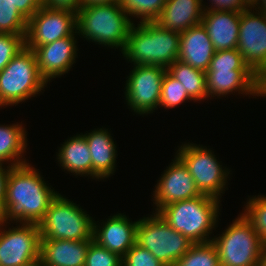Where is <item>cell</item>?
Segmentation results:
<instances>
[{"instance_id":"obj_1","label":"cell","mask_w":266,"mask_h":266,"mask_svg":"<svg viewBox=\"0 0 266 266\" xmlns=\"http://www.w3.org/2000/svg\"><path fill=\"white\" fill-rule=\"evenodd\" d=\"M43 178L30 163L10 169L0 222L38 224L43 219L51 201L58 194Z\"/></svg>"},{"instance_id":"obj_2","label":"cell","mask_w":266,"mask_h":266,"mask_svg":"<svg viewBox=\"0 0 266 266\" xmlns=\"http://www.w3.org/2000/svg\"><path fill=\"white\" fill-rule=\"evenodd\" d=\"M180 33L163 29L156 22L132 25L127 44L121 52L133 65L160 66L167 69L179 56Z\"/></svg>"},{"instance_id":"obj_3","label":"cell","mask_w":266,"mask_h":266,"mask_svg":"<svg viewBox=\"0 0 266 266\" xmlns=\"http://www.w3.org/2000/svg\"><path fill=\"white\" fill-rule=\"evenodd\" d=\"M133 24L134 21L118 3L87 5L77 11L80 37L103 47L119 48L121 52Z\"/></svg>"},{"instance_id":"obj_4","label":"cell","mask_w":266,"mask_h":266,"mask_svg":"<svg viewBox=\"0 0 266 266\" xmlns=\"http://www.w3.org/2000/svg\"><path fill=\"white\" fill-rule=\"evenodd\" d=\"M220 202L219 199L202 194L168 204L158 213L174 230L194 244L206 243L212 241L213 237L209 235L217 225Z\"/></svg>"},{"instance_id":"obj_5","label":"cell","mask_w":266,"mask_h":266,"mask_svg":"<svg viewBox=\"0 0 266 266\" xmlns=\"http://www.w3.org/2000/svg\"><path fill=\"white\" fill-rule=\"evenodd\" d=\"M208 98L238 92L258 96V76L245 63L238 49L215 51L206 71Z\"/></svg>"},{"instance_id":"obj_6","label":"cell","mask_w":266,"mask_h":266,"mask_svg":"<svg viewBox=\"0 0 266 266\" xmlns=\"http://www.w3.org/2000/svg\"><path fill=\"white\" fill-rule=\"evenodd\" d=\"M48 83L41 76L34 50L26 46L0 71V107L18 105L40 92Z\"/></svg>"},{"instance_id":"obj_7","label":"cell","mask_w":266,"mask_h":266,"mask_svg":"<svg viewBox=\"0 0 266 266\" xmlns=\"http://www.w3.org/2000/svg\"><path fill=\"white\" fill-rule=\"evenodd\" d=\"M60 193L38 223L41 239L93 240L94 219Z\"/></svg>"},{"instance_id":"obj_8","label":"cell","mask_w":266,"mask_h":266,"mask_svg":"<svg viewBox=\"0 0 266 266\" xmlns=\"http://www.w3.org/2000/svg\"><path fill=\"white\" fill-rule=\"evenodd\" d=\"M219 235L211 242L221 266H259L266 245L242 213Z\"/></svg>"},{"instance_id":"obj_9","label":"cell","mask_w":266,"mask_h":266,"mask_svg":"<svg viewBox=\"0 0 266 266\" xmlns=\"http://www.w3.org/2000/svg\"><path fill=\"white\" fill-rule=\"evenodd\" d=\"M136 243L165 266H173L194 244L155 212L138 220Z\"/></svg>"},{"instance_id":"obj_10","label":"cell","mask_w":266,"mask_h":266,"mask_svg":"<svg viewBox=\"0 0 266 266\" xmlns=\"http://www.w3.org/2000/svg\"><path fill=\"white\" fill-rule=\"evenodd\" d=\"M176 155L188 168L200 193L220 200L227 188L230 170L220 165L214 152L203 145L186 142Z\"/></svg>"},{"instance_id":"obj_11","label":"cell","mask_w":266,"mask_h":266,"mask_svg":"<svg viewBox=\"0 0 266 266\" xmlns=\"http://www.w3.org/2000/svg\"><path fill=\"white\" fill-rule=\"evenodd\" d=\"M166 71L160 66L133 65L124 88L129 109L139 115H147L158 109Z\"/></svg>"},{"instance_id":"obj_12","label":"cell","mask_w":266,"mask_h":266,"mask_svg":"<svg viewBox=\"0 0 266 266\" xmlns=\"http://www.w3.org/2000/svg\"><path fill=\"white\" fill-rule=\"evenodd\" d=\"M6 224L0 222V266H23L40 259L38 224L20 223L8 230Z\"/></svg>"},{"instance_id":"obj_13","label":"cell","mask_w":266,"mask_h":266,"mask_svg":"<svg viewBox=\"0 0 266 266\" xmlns=\"http://www.w3.org/2000/svg\"><path fill=\"white\" fill-rule=\"evenodd\" d=\"M77 31V13L51 9L44 5L28 20L25 46L36 47L73 35Z\"/></svg>"},{"instance_id":"obj_14","label":"cell","mask_w":266,"mask_h":266,"mask_svg":"<svg viewBox=\"0 0 266 266\" xmlns=\"http://www.w3.org/2000/svg\"><path fill=\"white\" fill-rule=\"evenodd\" d=\"M237 49L245 63L258 77L266 70V14L264 12L252 7L241 12Z\"/></svg>"},{"instance_id":"obj_15","label":"cell","mask_w":266,"mask_h":266,"mask_svg":"<svg viewBox=\"0 0 266 266\" xmlns=\"http://www.w3.org/2000/svg\"><path fill=\"white\" fill-rule=\"evenodd\" d=\"M173 162L168 165L153 191L155 213L173 202L189 200L201 196L195 180L183 161L175 154Z\"/></svg>"},{"instance_id":"obj_16","label":"cell","mask_w":266,"mask_h":266,"mask_svg":"<svg viewBox=\"0 0 266 266\" xmlns=\"http://www.w3.org/2000/svg\"><path fill=\"white\" fill-rule=\"evenodd\" d=\"M77 33L76 31L71 36L34 49L40 74L47 83L53 78L68 73L73 64L76 63L78 47L76 46L77 39L75 37Z\"/></svg>"},{"instance_id":"obj_17","label":"cell","mask_w":266,"mask_h":266,"mask_svg":"<svg viewBox=\"0 0 266 266\" xmlns=\"http://www.w3.org/2000/svg\"><path fill=\"white\" fill-rule=\"evenodd\" d=\"M137 224L138 220L130 221L129 217L122 213L106 218L101 224L94 220L93 240L122 258L136 243Z\"/></svg>"},{"instance_id":"obj_18","label":"cell","mask_w":266,"mask_h":266,"mask_svg":"<svg viewBox=\"0 0 266 266\" xmlns=\"http://www.w3.org/2000/svg\"><path fill=\"white\" fill-rule=\"evenodd\" d=\"M241 12L204 11L201 20L215 51L236 49L239 39Z\"/></svg>"},{"instance_id":"obj_19","label":"cell","mask_w":266,"mask_h":266,"mask_svg":"<svg viewBox=\"0 0 266 266\" xmlns=\"http://www.w3.org/2000/svg\"><path fill=\"white\" fill-rule=\"evenodd\" d=\"M215 49L202 23L180 33L178 61L207 71Z\"/></svg>"},{"instance_id":"obj_20","label":"cell","mask_w":266,"mask_h":266,"mask_svg":"<svg viewBox=\"0 0 266 266\" xmlns=\"http://www.w3.org/2000/svg\"><path fill=\"white\" fill-rule=\"evenodd\" d=\"M91 241L41 239V262L43 266H85Z\"/></svg>"},{"instance_id":"obj_21","label":"cell","mask_w":266,"mask_h":266,"mask_svg":"<svg viewBox=\"0 0 266 266\" xmlns=\"http://www.w3.org/2000/svg\"><path fill=\"white\" fill-rule=\"evenodd\" d=\"M92 160V179H105L116 171L117 150L108 129L98 128L83 134Z\"/></svg>"},{"instance_id":"obj_22","label":"cell","mask_w":266,"mask_h":266,"mask_svg":"<svg viewBox=\"0 0 266 266\" xmlns=\"http://www.w3.org/2000/svg\"><path fill=\"white\" fill-rule=\"evenodd\" d=\"M203 0H166L159 17L154 21L163 29L178 33L201 23Z\"/></svg>"},{"instance_id":"obj_23","label":"cell","mask_w":266,"mask_h":266,"mask_svg":"<svg viewBox=\"0 0 266 266\" xmlns=\"http://www.w3.org/2000/svg\"><path fill=\"white\" fill-rule=\"evenodd\" d=\"M61 145L57 152L58 164L73 175L92 178L91 154L83 133L70 137Z\"/></svg>"},{"instance_id":"obj_24","label":"cell","mask_w":266,"mask_h":266,"mask_svg":"<svg viewBox=\"0 0 266 266\" xmlns=\"http://www.w3.org/2000/svg\"><path fill=\"white\" fill-rule=\"evenodd\" d=\"M26 133L22 122L12 125L0 124V161L7 162L5 164L11 167L28 163L26 158H22L27 148Z\"/></svg>"},{"instance_id":"obj_25","label":"cell","mask_w":266,"mask_h":266,"mask_svg":"<svg viewBox=\"0 0 266 266\" xmlns=\"http://www.w3.org/2000/svg\"><path fill=\"white\" fill-rule=\"evenodd\" d=\"M167 72L180 81L184 90L187 91L188 96L194 102L208 99L206 72L178 60L167 68Z\"/></svg>"},{"instance_id":"obj_26","label":"cell","mask_w":266,"mask_h":266,"mask_svg":"<svg viewBox=\"0 0 266 266\" xmlns=\"http://www.w3.org/2000/svg\"><path fill=\"white\" fill-rule=\"evenodd\" d=\"M173 266H221L212 242L195 243Z\"/></svg>"},{"instance_id":"obj_27","label":"cell","mask_w":266,"mask_h":266,"mask_svg":"<svg viewBox=\"0 0 266 266\" xmlns=\"http://www.w3.org/2000/svg\"><path fill=\"white\" fill-rule=\"evenodd\" d=\"M28 20L14 6L13 0H0V33L26 35Z\"/></svg>"},{"instance_id":"obj_28","label":"cell","mask_w":266,"mask_h":266,"mask_svg":"<svg viewBox=\"0 0 266 266\" xmlns=\"http://www.w3.org/2000/svg\"><path fill=\"white\" fill-rule=\"evenodd\" d=\"M166 0H121L120 5L129 17L140 18L139 22H154L165 5Z\"/></svg>"},{"instance_id":"obj_29","label":"cell","mask_w":266,"mask_h":266,"mask_svg":"<svg viewBox=\"0 0 266 266\" xmlns=\"http://www.w3.org/2000/svg\"><path fill=\"white\" fill-rule=\"evenodd\" d=\"M242 215L259 234L261 241L266 245V196H252L246 202Z\"/></svg>"},{"instance_id":"obj_30","label":"cell","mask_w":266,"mask_h":266,"mask_svg":"<svg viewBox=\"0 0 266 266\" xmlns=\"http://www.w3.org/2000/svg\"><path fill=\"white\" fill-rule=\"evenodd\" d=\"M189 100L192 101L180 81L166 71L162 82L159 108L161 106L165 109H171Z\"/></svg>"},{"instance_id":"obj_31","label":"cell","mask_w":266,"mask_h":266,"mask_svg":"<svg viewBox=\"0 0 266 266\" xmlns=\"http://www.w3.org/2000/svg\"><path fill=\"white\" fill-rule=\"evenodd\" d=\"M85 266H122V258L92 240L87 249Z\"/></svg>"},{"instance_id":"obj_32","label":"cell","mask_w":266,"mask_h":266,"mask_svg":"<svg viewBox=\"0 0 266 266\" xmlns=\"http://www.w3.org/2000/svg\"><path fill=\"white\" fill-rule=\"evenodd\" d=\"M25 36L0 33V71L25 47Z\"/></svg>"},{"instance_id":"obj_33","label":"cell","mask_w":266,"mask_h":266,"mask_svg":"<svg viewBox=\"0 0 266 266\" xmlns=\"http://www.w3.org/2000/svg\"><path fill=\"white\" fill-rule=\"evenodd\" d=\"M122 266H165L152 253L135 243L122 257Z\"/></svg>"},{"instance_id":"obj_34","label":"cell","mask_w":266,"mask_h":266,"mask_svg":"<svg viewBox=\"0 0 266 266\" xmlns=\"http://www.w3.org/2000/svg\"><path fill=\"white\" fill-rule=\"evenodd\" d=\"M209 1H211L210 5L206 6L205 4H203L204 11L217 10V11L242 12L252 7L246 0H209Z\"/></svg>"},{"instance_id":"obj_35","label":"cell","mask_w":266,"mask_h":266,"mask_svg":"<svg viewBox=\"0 0 266 266\" xmlns=\"http://www.w3.org/2000/svg\"><path fill=\"white\" fill-rule=\"evenodd\" d=\"M18 11L29 20L43 5L42 0H13Z\"/></svg>"},{"instance_id":"obj_36","label":"cell","mask_w":266,"mask_h":266,"mask_svg":"<svg viewBox=\"0 0 266 266\" xmlns=\"http://www.w3.org/2000/svg\"><path fill=\"white\" fill-rule=\"evenodd\" d=\"M42 3L51 9L69 10L75 13L82 7L81 0H42Z\"/></svg>"},{"instance_id":"obj_37","label":"cell","mask_w":266,"mask_h":266,"mask_svg":"<svg viewBox=\"0 0 266 266\" xmlns=\"http://www.w3.org/2000/svg\"><path fill=\"white\" fill-rule=\"evenodd\" d=\"M11 168L12 167L10 165L5 167L4 162L0 161V214L2 213L4 207L6 180Z\"/></svg>"},{"instance_id":"obj_38","label":"cell","mask_w":266,"mask_h":266,"mask_svg":"<svg viewBox=\"0 0 266 266\" xmlns=\"http://www.w3.org/2000/svg\"><path fill=\"white\" fill-rule=\"evenodd\" d=\"M121 0H81L82 7L87 5L94 4H103V3H118L120 4Z\"/></svg>"},{"instance_id":"obj_39","label":"cell","mask_w":266,"mask_h":266,"mask_svg":"<svg viewBox=\"0 0 266 266\" xmlns=\"http://www.w3.org/2000/svg\"><path fill=\"white\" fill-rule=\"evenodd\" d=\"M252 8L257 9L258 11L264 12L266 14V0H257L252 5Z\"/></svg>"},{"instance_id":"obj_40","label":"cell","mask_w":266,"mask_h":266,"mask_svg":"<svg viewBox=\"0 0 266 266\" xmlns=\"http://www.w3.org/2000/svg\"><path fill=\"white\" fill-rule=\"evenodd\" d=\"M23 266H43V264L41 262V259H38Z\"/></svg>"},{"instance_id":"obj_41","label":"cell","mask_w":266,"mask_h":266,"mask_svg":"<svg viewBox=\"0 0 266 266\" xmlns=\"http://www.w3.org/2000/svg\"><path fill=\"white\" fill-rule=\"evenodd\" d=\"M259 266H266V248H265V250L263 252V255H262V258L260 260Z\"/></svg>"}]
</instances>
